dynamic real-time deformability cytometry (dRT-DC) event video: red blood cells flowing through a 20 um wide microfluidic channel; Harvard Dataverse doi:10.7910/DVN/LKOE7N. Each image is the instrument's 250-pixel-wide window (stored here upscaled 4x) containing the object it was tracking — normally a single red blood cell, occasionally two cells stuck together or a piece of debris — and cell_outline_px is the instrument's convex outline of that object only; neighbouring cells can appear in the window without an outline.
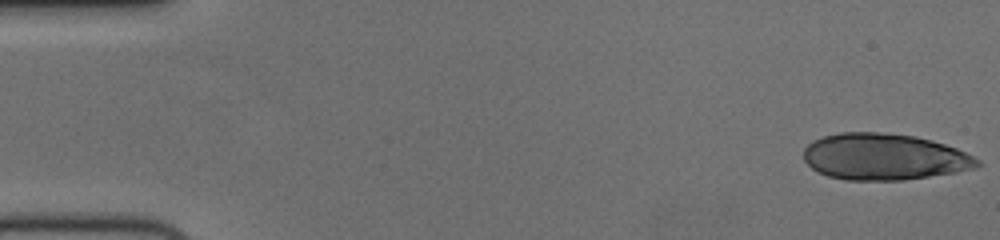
{"species": "human", "species_latin": "Homo sapiens", "temperature_condition": "cold", "stored_images_in_passage": 17, "camera_frame_rate_fps": 3000, "um_per_image_px": 0.085, "donor": {"sex": "female"}, "frame": {"image": 1, "passage_image": 1, "time_ms": 0.0, "image_size_px": [1000, 240], "cell_outline_px": [[980, 164], [976, 168], [956, 172], [904, 180], [844, 180], [828, 176], [812, 168], [804, 160], [804, 148], [812, 140], [824, 136], [840, 132], [876, 132], [916, 136], [932, 140], [956, 148], [980, 160]], "centroid_in_image_um": [75.14, 13.33], "position_along_channel_um": 9.9, "area_um2": 46.99}}
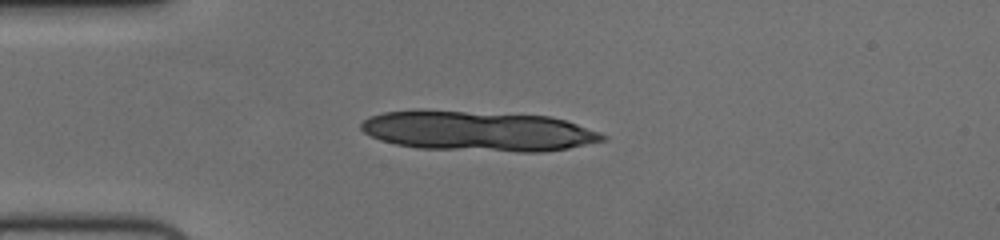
{"frame": {"image": 2, "passage_image": 14, "time_ms": 4.333, "image_size_px": [1000, 240], "cell_outline_px": [[608, 136], [604, 140], [568, 148], [544, 152], [516, 152], [416, 148], [396, 144], [380, 140], [364, 132], [360, 128], [360, 124], [368, 116], [384, 112], [464, 112], [552, 116], [600, 132]], "centroid_in_image_um": [40.67, 11.17], "position_along_channel_um": 44.3, "area_um2": 55.49}}